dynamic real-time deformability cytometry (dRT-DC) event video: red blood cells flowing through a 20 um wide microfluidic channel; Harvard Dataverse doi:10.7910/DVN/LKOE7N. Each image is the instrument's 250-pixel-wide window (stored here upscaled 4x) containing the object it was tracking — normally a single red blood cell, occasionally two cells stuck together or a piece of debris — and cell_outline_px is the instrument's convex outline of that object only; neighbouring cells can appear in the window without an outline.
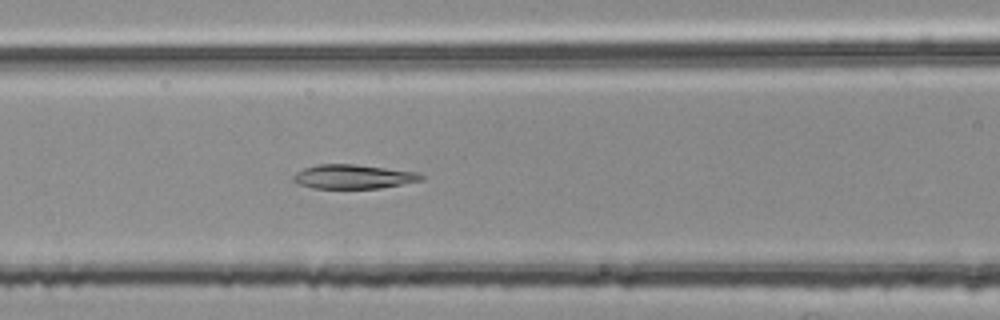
{"species": "common noctule bat (a hibernating species)", "species_latin": "Nyctalus noctula", "temperature_condition": "room temperature", "stored_images_in_passage": 54, "segment_of_instrument_passage": [2, 2], "camera_frame_rate_fps": 3000, "um_per_image_px": 0.085, "animal": {"sex": "female", "body_mass_g": 25.1}, "frame": {"image": 1, "passage_image": 23, "time_ms": 7.333, "image_size_px": [1000, 320], "cell_outline_px": [[424, 180], [380, 188], [312, 188], [300, 184], [292, 180], [292, 176], [296, 172], [304, 168], [316, 164], [352, 164], [420, 172], [424, 176]], "centroid_in_image_um": [30.04, 15.01], "position_along_channel_um": 136.6, "area_um2": 18.03}}
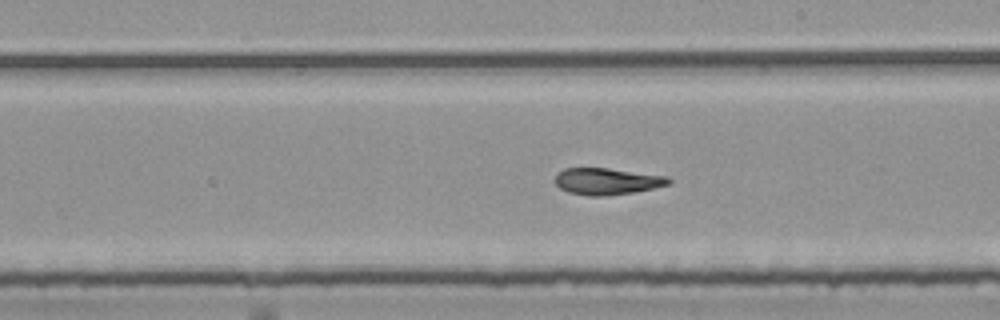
{"frame": {"image": 2, "passage_image": 31, "time_ms": 10.0, "image_size_px": [1000, 320], "cell_outline_px": [[672, 184], [632, 192], [608, 196], [588, 196], [568, 192], [560, 188], [552, 180], [556, 172], [564, 168], [608, 168], [668, 176], [672, 180]], "centroid_in_image_um": [51.56, 15.41], "position_along_channel_um": 237.4, "area_um2": 17.92}}
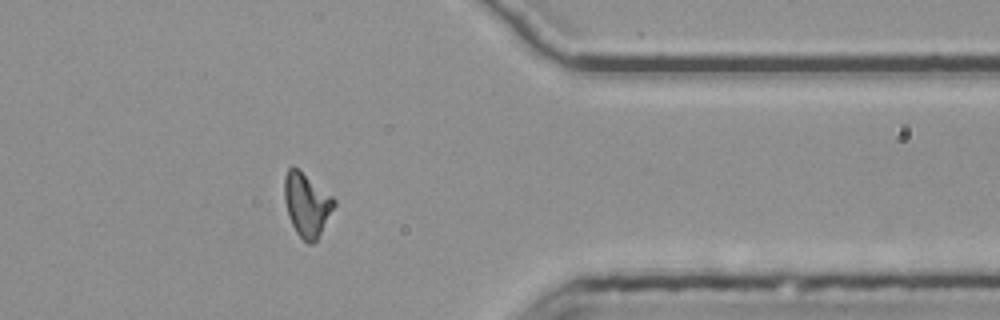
{"frame": {"image": 3, "passage_image": 44, "time_ms": 14.333, "image_size_px": [1000, 320], "cell_outline_px": [[336, 204], [316, 240], [312, 244], [308, 244], [296, 232], [288, 216], [284, 200], [284, 176], [288, 168], [292, 164], [332, 196], [336, 200]], "centroid_in_image_um": [26.05, 17.37], "position_along_channel_um": 385.4, "area_um2": 18.21}}